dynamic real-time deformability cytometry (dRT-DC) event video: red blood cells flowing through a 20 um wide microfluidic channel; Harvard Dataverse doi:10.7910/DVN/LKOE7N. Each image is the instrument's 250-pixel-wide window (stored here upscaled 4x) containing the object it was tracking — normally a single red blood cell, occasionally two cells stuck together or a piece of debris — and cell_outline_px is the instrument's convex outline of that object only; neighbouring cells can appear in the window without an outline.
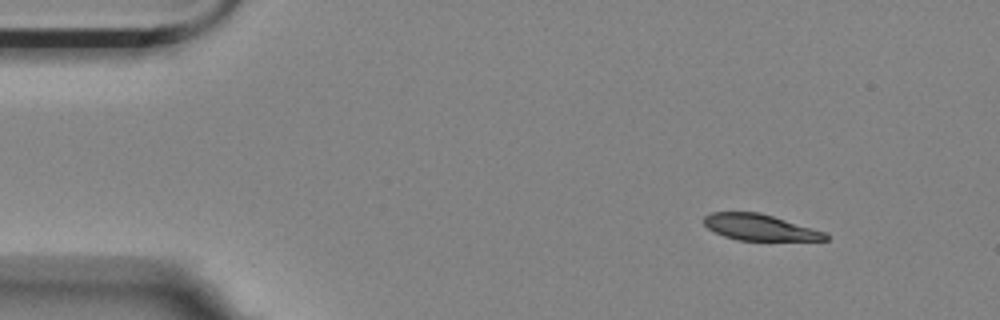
{"species": "Egyptian fruit bat (a non-hibernating species)", "species_latin": "Rousettus aegyptiacus", "temperature_condition": "room temperature", "stored_images_in_passage": 6, "camera_frame_rate_fps": 3000, "um_per_image_px": 0.085, "animal": {"sex": "female"}, "frame": {"image": 1, "passage_image": 1, "time_ms": 0.0, "image_size_px": [1000, 320], "cell_outline_px": [[828, 240], [736, 240], [724, 236], [708, 228], [704, 224], [704, 216], [712, 212], [760, 212], [824, 232], [828, 236]], "centroid_in_image_um": [64.54, 19.32], "position_along_channel_um": 20.5, "area_um2": 18.21}}
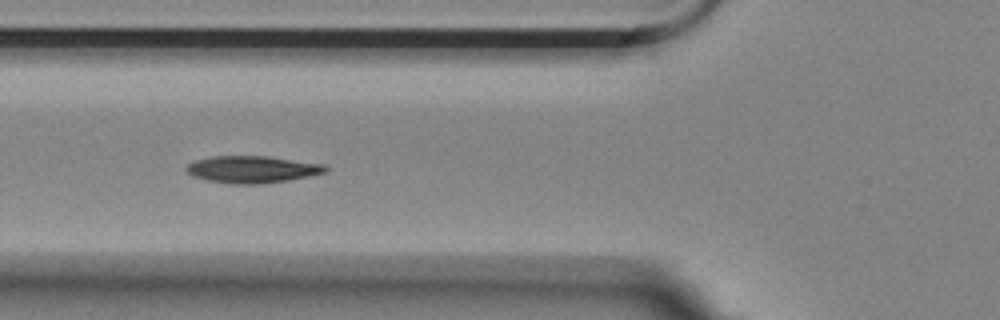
{"frame": {"image": 2, "passage_image": 5, "time_ms": 1.333, "image_size_px": [1000, 320], "cell_outline_px": [[328, 172], [288, 180], [264, 184], [232, 184], [208, 180], [192, 176], [184, 168], [188, 164], [196, 160], [212, 156], [264, 156], [324, 164], [328, 168]], "centroid_in_image_um": [21.43, 14.4], "position_along_channel_um": 104.4, "area_um2": 21.85}}
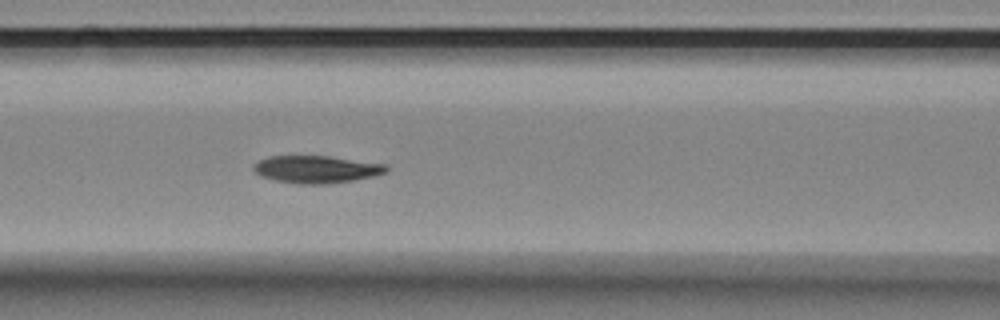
{"frame": {"image": 3, "passage_image": 6, "time_ms": 1.667, "image_size_px": [1000, 320], "cell_outline_px": [[388, 172], [356, 180], [328, 184], [300, 184], [276, 180], [260, 176], [252, 172], [252, 168], [260, 160], [268, 156], [328, 156], [388, 164]], "centroid_in_image_um": [26.91, 14.39], "position_along_channel_um": 139.7, "area_um2": 21.33}}